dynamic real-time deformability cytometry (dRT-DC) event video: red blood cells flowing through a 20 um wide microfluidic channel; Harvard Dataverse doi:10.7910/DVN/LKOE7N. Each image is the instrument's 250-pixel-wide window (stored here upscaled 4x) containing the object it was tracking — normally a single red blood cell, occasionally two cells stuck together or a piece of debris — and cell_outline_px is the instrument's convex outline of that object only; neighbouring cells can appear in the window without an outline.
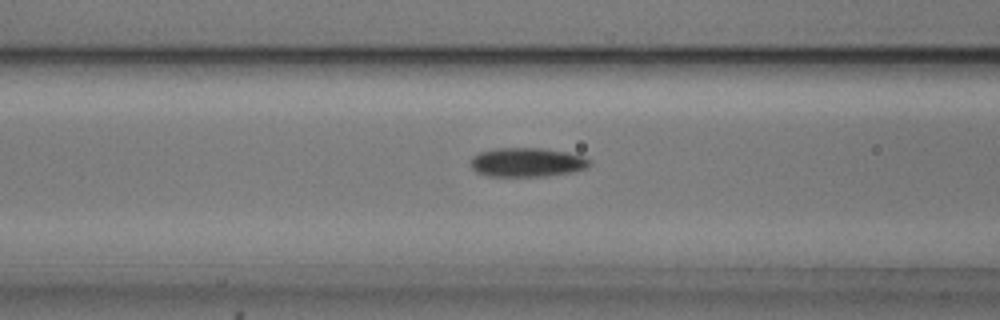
{"species": "common noctule bat (a hibernating species)", "species_latin": "Nyctalus noctula", "temperature_condition": "cold", "stored_images_in_passage": 40, "camera_frame_rate_fps": 3000, "um_per_image_px": 0.085, "animal": {"sex": "male", "body_mass_g": 20.5, "forearm_length_mm": 52.5}, "frame": {"image": 1, "passage_image": 22, "time_ms": 7.0, "image_size_px": [1000, 320], "cell_outline_px": [[592, 164], [588, 168], [576, 172], [548, 176], [488, 176], [476, 172], [472, 168], [472, 156], [480, 152], [492, 148], [544, 148], [568, 152], [584, 156], [592, 160]], "centroid_in_image_um": [44.87, 13.79], "position_along_channel_um": 121.7, "area_um2": 20.58}}
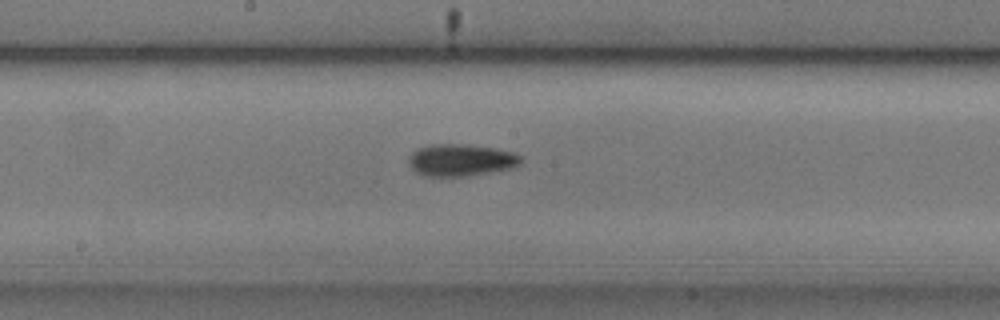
{"frame": {"image": 2, "passage_image": 29, "time_ms": 9.333, "image_size_px": [1000, 320], "cell_outline_px": [[520, 164], [512, 168], [468, 176], [424, 176], [416, 172], [412, 168], [408, 160], [412, 152], [416, 148], [432, 144], [468, 144], [496, 148], [516, 152], [520, 156]], "centroid_in_image_um": [39.18, 13.59], "position_along_channel_um": 209.0, "area_um2": 21.1}}
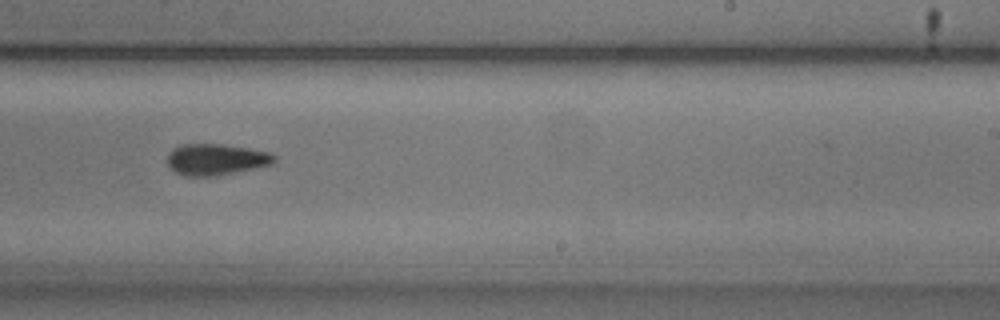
{"frame": {"image": 3, "passage_image": 34, "time_ms": 11.0, "image_size_px": [1000, 320], "cell_outline_px": [[276, 160], [272, 164], [256, 168], [212, 176], [188, 176], [176, 172], [168, 164], [168, 152], [172, 148], [180, 144], [224, 144], [272, 152], [276, 156]], "centroid_in_image_um": [18.38, 13.53], "position_along_channel_um": 270.6, "area_um2": 19.54}}